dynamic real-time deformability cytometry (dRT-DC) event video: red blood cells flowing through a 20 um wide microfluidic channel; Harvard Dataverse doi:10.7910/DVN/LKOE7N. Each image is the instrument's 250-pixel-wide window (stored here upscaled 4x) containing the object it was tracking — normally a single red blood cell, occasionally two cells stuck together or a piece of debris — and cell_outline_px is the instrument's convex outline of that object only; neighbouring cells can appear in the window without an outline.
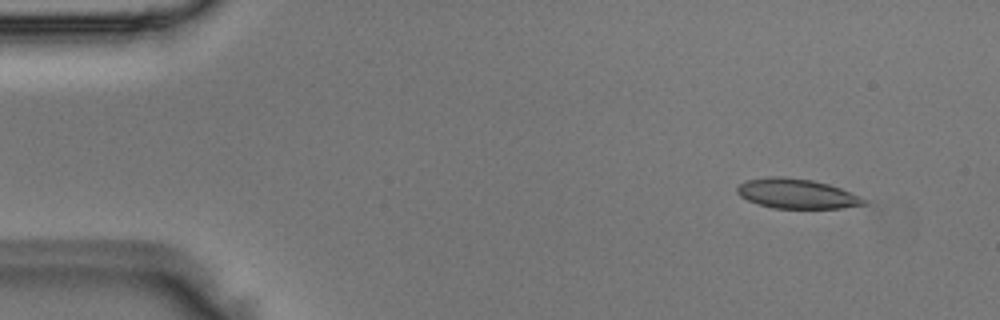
{"species": "Egyptian fruit bat (a non-hibernating species)", "species_latin": "Rousettus aegyptiacus", "temperature_condition": "room temperature", "stored_images_in_passage": 3, "camera_frame_rate_fps": 3000, "um_per_image_px": 0.085, "animal": {"sex": "male"}, "frame": {"image": 1, "passage_image": 1, "time_ms": 0.0, "image_size_px": [1000, 320], "cell_outline_px": [[868, 204], [840, 208], [772, 208], [748, 200], [740, 196], [736, 192], [736, 188], [744, 180], [768, 176], [784, 176], [812, 180], [828, 184], [840, 188], [860, 196], [868, 200]], "centroid_in_image_um": [67.71, 16.45], "position_along_channel_um": 17.3, "area_um2": 22.08}}